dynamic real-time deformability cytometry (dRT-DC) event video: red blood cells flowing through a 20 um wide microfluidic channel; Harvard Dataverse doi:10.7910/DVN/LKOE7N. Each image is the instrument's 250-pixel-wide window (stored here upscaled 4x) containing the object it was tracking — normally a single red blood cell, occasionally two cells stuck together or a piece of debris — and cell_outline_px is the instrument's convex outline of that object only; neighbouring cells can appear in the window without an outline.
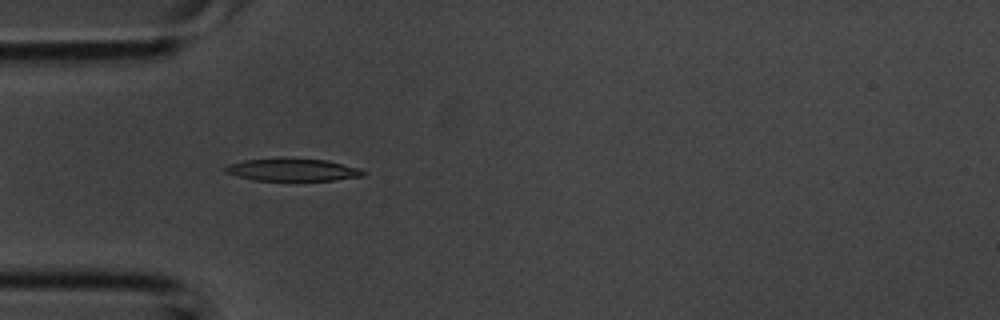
{"species": "common noctule bat (a hibernating species)", "species_latin": "Nyctalus noctula", "temperature_condition": "room temperature", "stored_images_in_passage": 6, "camera_frame_rate_fps": 3000, "um_per_image_px": 0.085, "animal": {"sex": "male", "body_mass_g": 20.1, "forearm_length_mm": 53.5}, "frame": {"image": 1, "passage_image": 5, "time_ms": 1.333, "image_size_px": [1000, 320], "cell_outline_px": [[368, 172], [364, 176], [332, 180], [252, 180], [224, 172], [224, 168], [228, 164], [244, 160], [280, 156], [328, 160], [360, 168]], "centroid_in_image_um": [24.87, 14.4], "position_along_channel_um": 60.1, "area_um2": 18.67}}
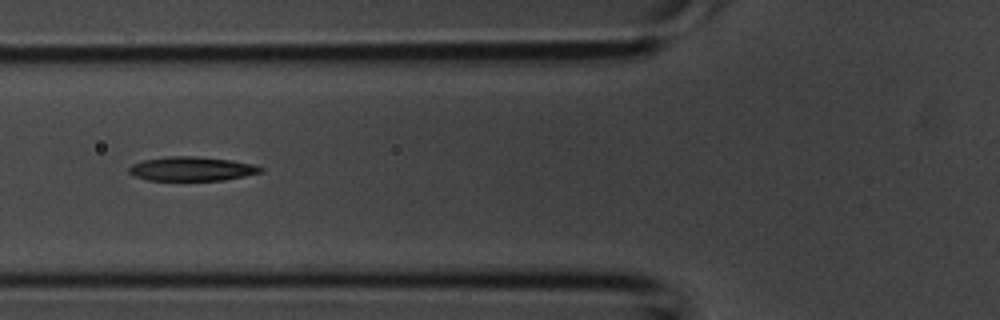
{"frame": {"image": 2, "passage_image": 6, "time_ms": 1.667, "image_size_px": [1000, 320], "cell_outline_px": [[264, 172], [224, 180], [148, 180], [136, 176], [128, 172], [128, 168], [132, 164], [144, 160], [172, 156], [192, 156], [232, 160], [256, 164], [264, 168]], "centroid_in_image_um": [16.36, 14.35], "position_along_channel_um": 109.4, "area_um2": 18.5}}